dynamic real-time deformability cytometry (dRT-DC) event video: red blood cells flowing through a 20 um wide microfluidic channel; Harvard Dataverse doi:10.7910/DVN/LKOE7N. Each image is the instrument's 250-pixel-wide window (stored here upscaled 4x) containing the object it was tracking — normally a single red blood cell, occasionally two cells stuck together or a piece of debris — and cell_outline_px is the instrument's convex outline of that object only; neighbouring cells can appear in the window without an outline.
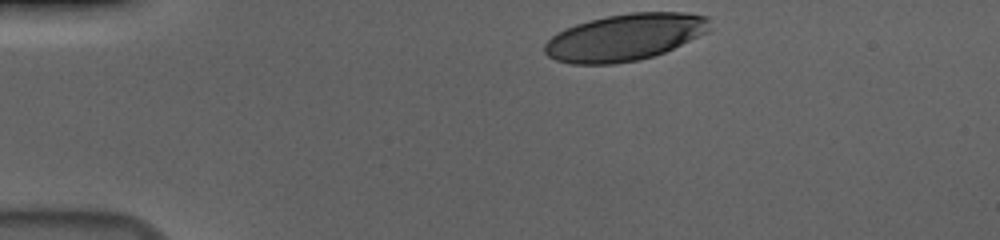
{"species": "human", "species_latin": "Homo sapiens", "temperature_condition": "cold", "stored_images_in_passage": 36, "camera_frame_rate_fps": 3000, "um_per_image_px": 0.085, "donor": {"sex": "male"}, "frame": {"image": 1, "passage_image": 1, "time_ms": 0.0, "image_size_px": [1000, 240], "cell_outline_px": [[712, 28], [708, 32], [664, 52], [652, 56], [636, 60], [616, 64], [572, 64], [556, 60], [548, 56], [544, 52], [544, 44], [552, 36], [564, 28], [576, 24], [608, 16], [632, 12], [684, 12], [708, 16]], "centroid_in_image_um": [53.13, 3.16], "position_along_channel_um": 31.9, "area_um2": 45.03}}
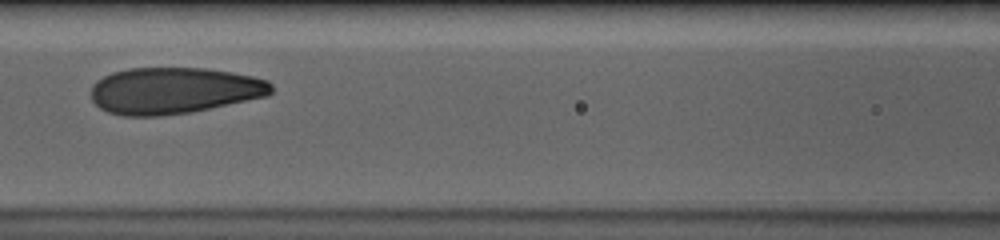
{"frame": {"image": 2, "passage_image": 16, "time_ms": 5.0, "image_size_px": [1000, 240], "cell_outline_px": [[272, 92], [268, 96], [192, 112], [160, 116], [124, 116], [108, 112], [100, 108], [92, 100], [92, 84], [96, 80], [112, 72], [128, 68], [204, 68], [232, 72], [252, 76], [268, 80], [272, 84]], "centroid_in_image_um": [14.78, 7.7], "position_along_channel_um": 151.8, "area_um2": 49.07}}
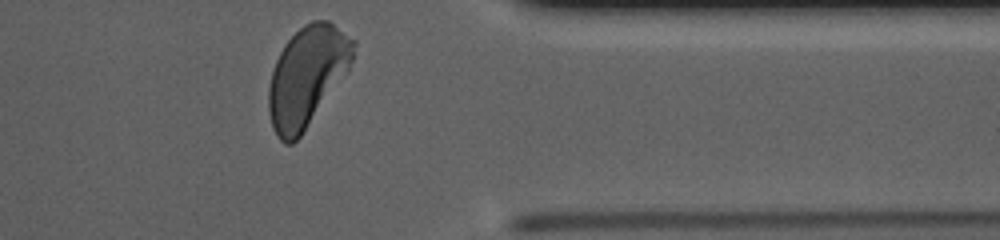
{"frame": {"image": 3, "passage_image": 36, "time_ms": 11.667, "image_size_px": [1000, 240], "cell_outline_px": [[356, 44], [352, 60], [348, 72], [300, 136], [292, 144], [284, 144], [276, 136], [272, 128], [268, 112], [268, 88], [272, 72], [276, 60], [284, 44], [304, 24], [312, 20], [328, 20], [356, 40]], "centroid_in_image_um": [26.1, 6.49], "position_along_channel_um": 385.3, "area_um2": 49.48}, "authors_computed_cell_mechanics": {"area_um2": 49.13, "velocity_mm_per_s": 3.664, "shape_relaxation_time_tau1_ms": 3.1885, "shape_relaxation_time_tau2_ms": 0.8065, "deformation_change_tau1": 0.1748, "deformation_change_tau2": 0.0591}}